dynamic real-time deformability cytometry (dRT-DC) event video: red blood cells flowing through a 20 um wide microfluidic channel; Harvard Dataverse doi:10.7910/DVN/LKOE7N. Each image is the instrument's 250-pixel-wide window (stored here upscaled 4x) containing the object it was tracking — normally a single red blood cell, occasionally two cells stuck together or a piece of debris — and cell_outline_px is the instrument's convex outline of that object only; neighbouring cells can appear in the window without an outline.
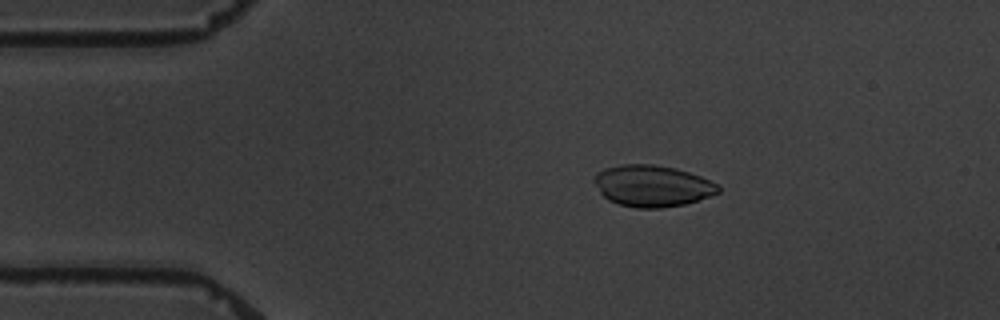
{"species": "common noctule bat (a hibernating species)", "species_latin": "Nyctalus noctula", "temperature_condition": "warm", "stored_images_in_passage": 4, "camera_frame_rate_fps": 3000, "um_per_image_px": 0.085, "animal": {"sex": "male", "body_mass_g": 19.5, "forearm_length_mm": 54.6}, "frame": {"image": 1, "passage_image": 3, "time_ms": 2.333, "image_size_px": [1000, 320], "cell_outline_px": [[720, 192], [684, 204], [660, 208], [636, 208], [620, 204], [608, 200], [600, 192], [592, 180], [592, 176], [596, 172], [604, 168], [620, 164], [652, 164], [676, 168], [700, 176], [716, 184], [720, 188]], "centroid_in_image_um": [55.38, 15.79], "position_along_channel_um": 29.6, "area_um2": 29.94}}